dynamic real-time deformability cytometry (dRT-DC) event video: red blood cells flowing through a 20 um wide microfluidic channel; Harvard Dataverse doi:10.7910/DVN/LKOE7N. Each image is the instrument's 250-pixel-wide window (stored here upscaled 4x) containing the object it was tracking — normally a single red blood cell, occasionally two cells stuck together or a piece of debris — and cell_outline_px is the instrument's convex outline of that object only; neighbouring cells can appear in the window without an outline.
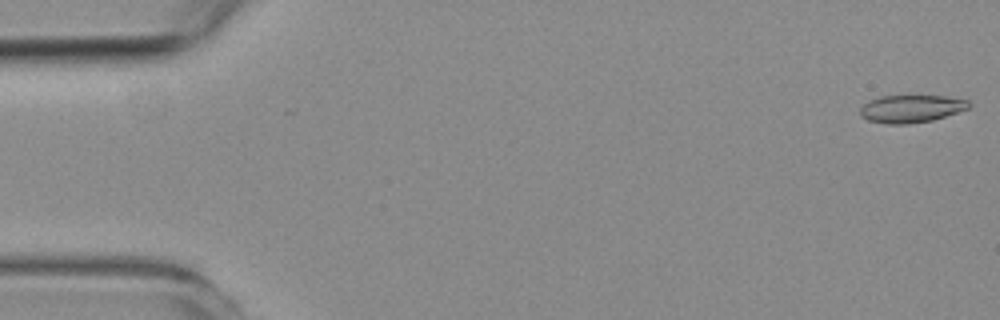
{"species": "common noctule bat (a hibernating species)", "species_latin": "Nyctalus noctula", "temperature_condition": "room temperature", "stored_images_in_passage": 55, "camera_frame_rate_fps": 3000, "um_per_image_px": 0.085, "animal": {"sex": "female", "body_mass_g": 19.3, "forearm_length_mm": 54.1}, "frame": {"image": 1, "passage_image": 1, "time_ms": 0.0, "image_size_px": [1000, 320], "cell_outline_px": [[972, 104], [968, 108], [932, 120], [908, 124], [888, 124], [868, 120], [860, 116], [860, 108], [868, 100], [880, 96], [944, 96], [968, 100]], "centroid_in_image_um": [77.41, 9.24], "position_along_channel_um": 7.6, "area_um2": 17.4}}
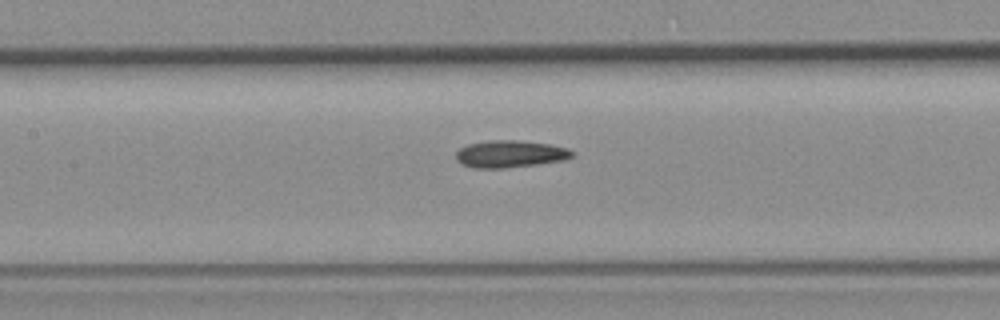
{"frame": {"image": 2, "passage_image": 25, "time_ms": 8.0, "image_size_px": [1000, 320], "cell_outline_px": [[576, 156], [564, 160], [536, 164], [504, 168], [472, 168], [460, 164], [456, 160], [456, 152], [460, 148], [468, 144], [488, 140], [520, 140], [552, 144], [568, 148], [576, 152]], "centroid_in_image_um": [43.39, 13.08], "position_along_channel_um": 164.0, "area_um2": 18.73}}
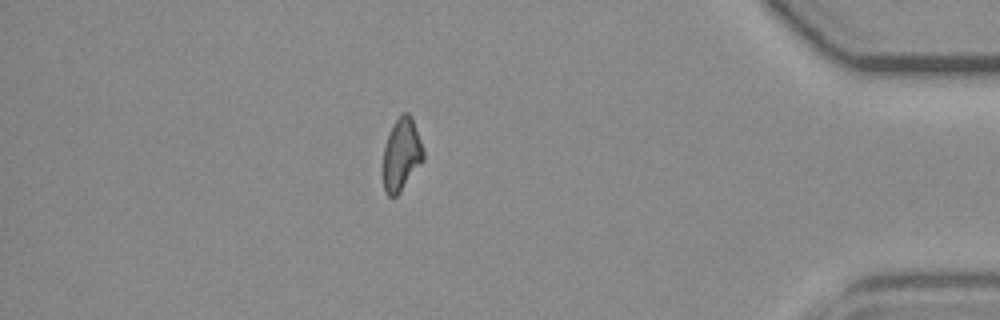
{"frame": {"image": 3, "passage_image": 48, "time_ms": 15.667, "image_size_px": [1000, 320], "cell_outline_px": [[424, 160], [400, 192], [396, 196], [388, 196], [384, 192], [384, 148], [388, 136], [396, 120], [404, 112], [408, 112], [412, 120], [420, 140], [424, 152]], "centroid_in_image_um": [34.13, 13.18], "position_along_channel_um": 401.1, "area_um2": 16.53}}